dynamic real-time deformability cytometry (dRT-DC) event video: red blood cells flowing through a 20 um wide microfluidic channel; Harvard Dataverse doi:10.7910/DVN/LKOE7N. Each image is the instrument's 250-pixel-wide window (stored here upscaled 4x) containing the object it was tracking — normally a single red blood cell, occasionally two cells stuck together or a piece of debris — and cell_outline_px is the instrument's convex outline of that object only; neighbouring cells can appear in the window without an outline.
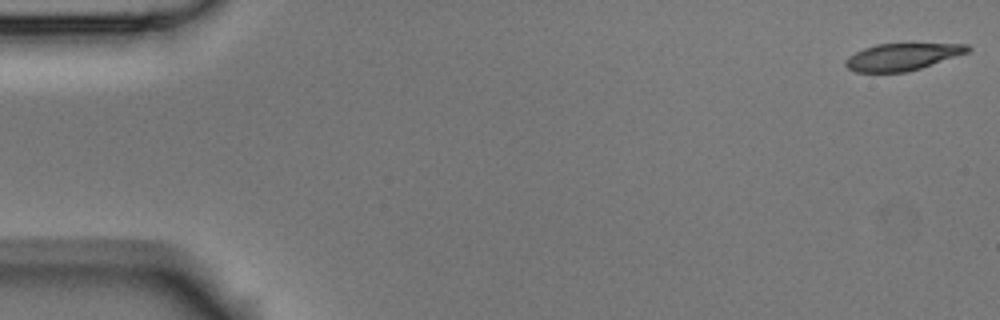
{"species": "Egyptian fruit bat (a non-hibernating species)", "species_latin": "Rousettus aegyptiacus", "temperature_condition": "room temperature", "stored_images_in_passage": 53, "camera_frame_rate_fps": 3000, "um_per_image_px": 0.085, "animal": {"sex": "male"}, "frame": {"image": 1, "passage_image": 1, "time_ms": 0.0, "image_size_px": [1000, 320], "cell_outline_px": [[972, 48], [968, 52], [908, 72], [856, 72], [848, 68], [844, 64], [844, 60], [848, 56], [864, 48], [876, 44], [968, 44]], "centroid_in_image_um": [76.66, 4.83], "position_along_channel_um": 8.3, "area_um2": 19.07}}
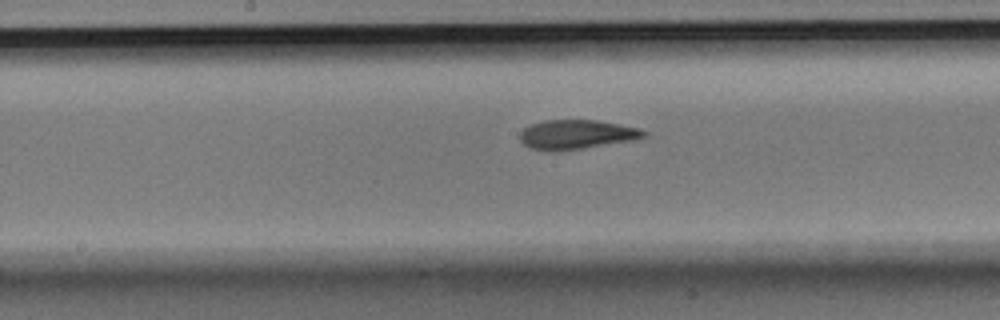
{"frame": {"image": 2, "passage_image": 27, "time_ms": 8.667, "image_size_px": [1000, 320], "cell_outline_px": [[648, 132], [644, 136], [632, 140], [580, 148], [532, 148], [524, 144], [520, 140], [520, 132], [524, 128], [532, 124], [544, 120], [596, 120], [620, 124], [640, 128]], "centroid_in_image_um": [49.05, 11.38], "position_along_channel_um": 199.2, "area_um2": 20.23}}
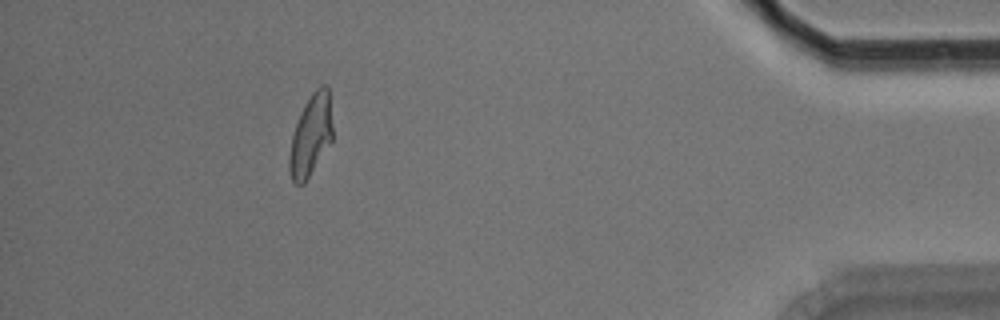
{"frame": {"image": 3, "passage_image": 48, "time_ms": 15.667, "image_size_px": [1000, 320], "cell_outline_px": [[332, 140], [304, 184], [296, 184], [292, 180], [288, 168], [288, 156], [292, 136], [300, 112], [304, 104], [312, 92], [320, 84], [324, 84], [328, 88], [332, 124]], "centroid_in_image_um": [26.4, 11.5], "position_along_channel_um": 408.8, "area_um2": 20.46}, "authors_computed_cell_mechanics": {"area_um2": 21.0392, "velocity_mm_per_s": 3.7678, "shape_relaxation_time_tau1_ms": 5.7607, "shape_relaxation_time_tau2_ms": 3.0354, "deformation_change_tau1": 0.2112, "deformation_change_tau2": 0.1071}}